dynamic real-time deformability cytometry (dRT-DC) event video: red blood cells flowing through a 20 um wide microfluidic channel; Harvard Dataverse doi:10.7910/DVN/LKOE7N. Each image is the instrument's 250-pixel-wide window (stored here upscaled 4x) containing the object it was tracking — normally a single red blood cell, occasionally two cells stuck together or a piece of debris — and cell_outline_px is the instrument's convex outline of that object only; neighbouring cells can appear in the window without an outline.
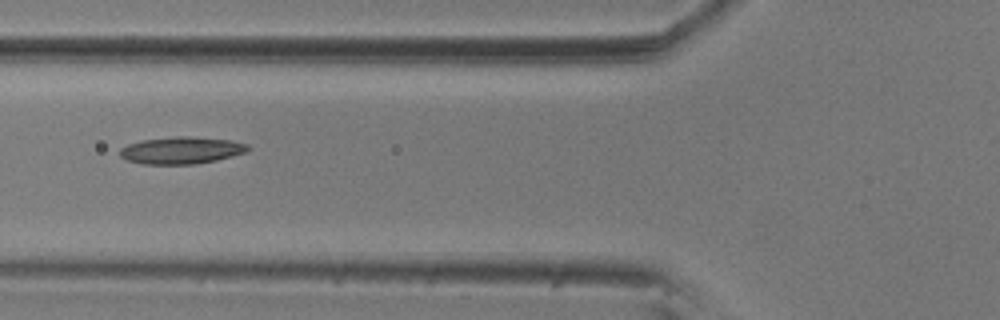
{"species": "common noctule bat (a hibernating species)", "species_latin": "Nyctalus noctula", "temperature_condition": "room temperature", "stored_images_in_passage": 7, "camera_frame_rate_fps": 3000, "um_per_image_px": 0.085, "animal": {"sex": "male", "body_mass_g": 20.5, "forearm_length_mm": 52.5}, "frame": {"image": 1, "passage_image": 6, "time_ms": 1.667, "image_size_px": [1000, 320], "cell_outline_px": [[252, 148], [248, 152], [216, 160], [196, 164], [144, 164], [128, 160], [120, 156], [120, 148], [128, 144], [140, 140], [176, 136], [188, 136], [232, 140], [248, 144]], "centroid_in_image_um": [15.46, 12.77], "position_along_channel_um": 110.3, "area_um2": 20.35}}
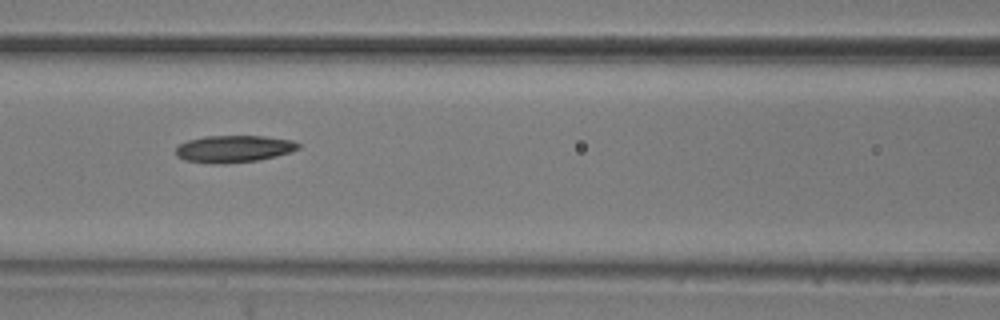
{"frame": {"image": 2, "passage_image": 7, "time_ms": 2.0, "image_size_px": [1000, 320], "cell_outline_px": [[300, 148], [292, 152], [260, 160], [224, 164], [212, 164], [184, 160], [176, 156], [176, 148], [180, 144], [188, 140], [204, 136], [264, 136], [292, 140], [300, 144]], "centroid_in_image_um": [19.88, 12.66], "position_along_channel_um": 146.7, "area_um2": 19.54}}